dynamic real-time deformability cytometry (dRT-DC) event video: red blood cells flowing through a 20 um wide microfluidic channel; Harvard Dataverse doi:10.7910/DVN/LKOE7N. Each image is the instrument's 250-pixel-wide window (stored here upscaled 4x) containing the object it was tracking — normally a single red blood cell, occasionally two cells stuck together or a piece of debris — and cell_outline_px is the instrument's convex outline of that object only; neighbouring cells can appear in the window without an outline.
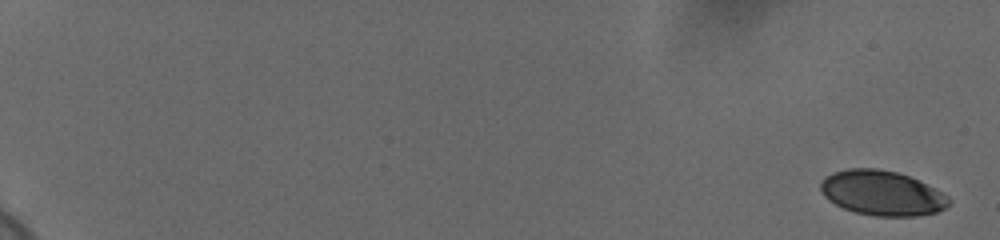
{"species": "human", "species_latin": "Homo sapiens", "temperature_condition": "cold", "stored_images_in_passage": 21, "camera_frame_rate_fps": 3000, "um_per_image_px": 0.085, "donor": {"sex": "female"}, "frame": {"image": 1, "passage_image": 1, "time_ms": 0.0, "image_size_px": [1000, 240], "cell_outline_px": [[952, 200], [944, 208], [936, 212], [916, 216], [872, 216], [856, 212], [844, 208], [828, 200], [824, 196], [820, 188], [820, 180], [824, 176], [832, 172], [848, 168], [876, 168], [896, 172], [908, 176], [948, 196]], "centroid_in_image_um": [74.91, 16.41], "position_along_channel_um": 10.1, "area_um2": 33.35}}
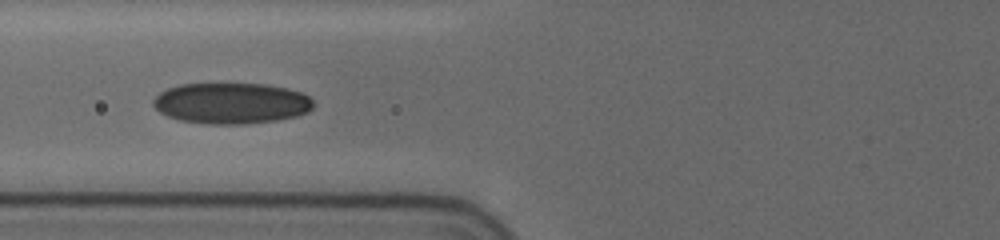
{"frame": {"image": 2, "passage_image": 12, "time_ms": 3.667, "image_size_px": [1000, 240], "cell_outline_px": [[316, 104], [308, 112], [296, 116], [276, 120], [244, 124], [208, 124], [180, 120], [168, 116], [160, 112], [152, 104], [152, 100], [160, 92], [168, 88], [180, 84], [264, 84], [288, 88], [304, 92]], "centroid_in_image_um": [19.68, 8.77], "position_along_channel_um": 106.1, "area_um2": 38.38}}
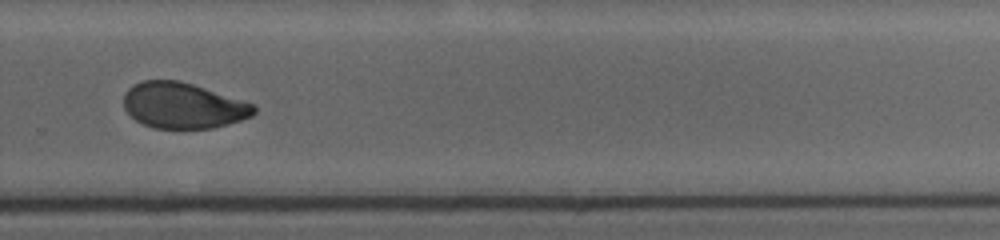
{"frame": {"image": 3, "passage_image": 21, "time_ms": 6.667, "image_size_px": [1000, 240], "cell_outline_px": [[256, 112], [252, 116], [228, 124], [212, 128], [152, 128], [136, 120], [124, 108], [124, 92], [132, 84], [144, 80], [180, 80], [256, 104]], "centroid_in_image_um": [15.57, 8.96], "position_along_channel_um": 314.2, "area_um2": 34.85}}